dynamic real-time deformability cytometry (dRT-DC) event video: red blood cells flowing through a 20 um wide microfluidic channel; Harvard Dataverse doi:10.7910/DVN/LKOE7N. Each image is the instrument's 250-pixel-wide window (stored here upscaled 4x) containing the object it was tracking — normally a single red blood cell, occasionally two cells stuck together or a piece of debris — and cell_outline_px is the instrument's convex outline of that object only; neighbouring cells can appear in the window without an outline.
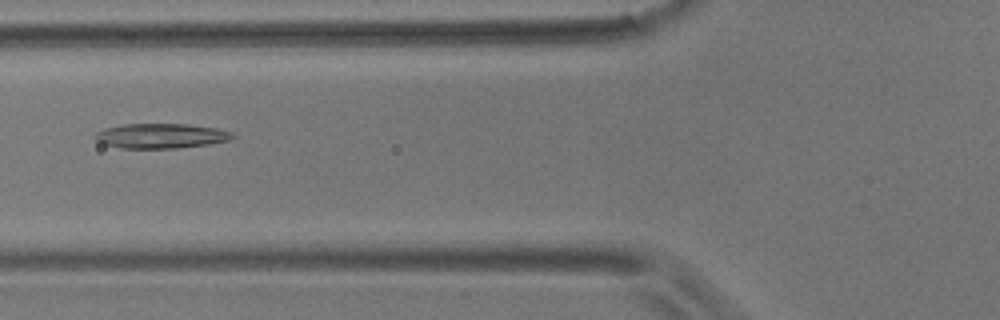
{"species": "common noctule bat (a hibernating species)", "species_latin": "Nyctalus noctula", "temperature_condition": "room temperature", "stored_images_in_passage": 56, "camera_frame_rate_fps": 3000, "um_per_image_px": 0.085, "animal": {"sex": "male", "body_mass_g": 17.9}, "frame": {"image": 1, "passage_image": 21, "time_ms": 6.667, "image_size_px": [1000, 320], "cell_outline_px": [[236, 136], [232, 140], [208, 144], [176, 148], [120, 148], [104, 144], [96, 140], [96, 132], [104, 128], [120, 124], [188, 124], [216, 128], [232, 132]], "centroid_in_image_um": [13.7, 11.54], "position_along_channel_um": 112.1, "area_um2": 19.94}}
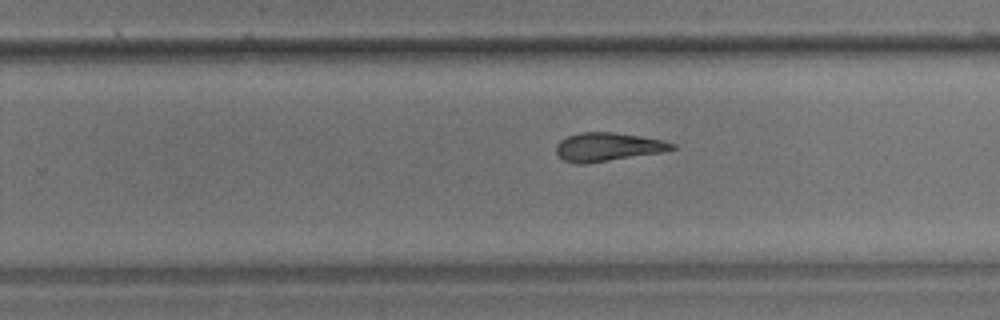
{"frame": {"image": 2, "passage_image": 35, "time_ms": 11.333, "image_size_px": [1000, 320], "cell_outline_px": [[676, 148], [660, 152], [584, 164], [576, 164], [564, 160], [556, 152], [556, 144], [560, 140], [568, 136], [580, 132], [612, 132], [640, 136], [660, 140], [676, 144]], "centroid_in_image_um": [51.61, 12.48], "position_along_channel_um": 278.2, "area_um2": 18.96}}
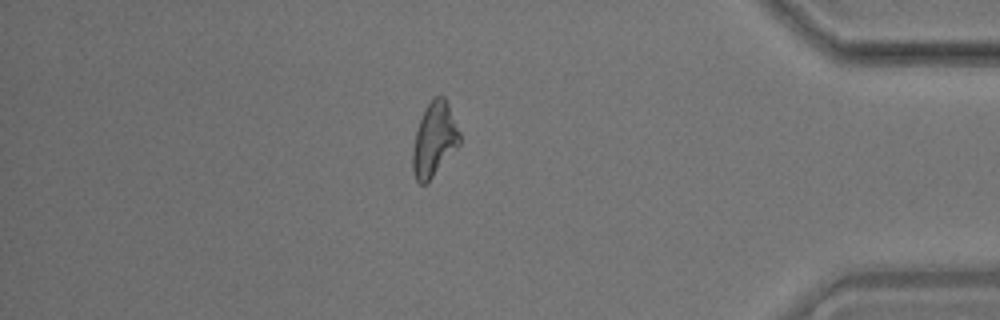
{"frame": {"image": 3, "passage_image": 48, "time_ms": 15.667, "image_size_px": [1000, 320], "cell_outline_px": [[460, 144], [432, 176], [424, 184], [420, 184], [416, 180], [412, 172], [412, 152], [416, 132], [420, 120], [428, 104], [436, 96], [444, 96], [448, 104], [460, 132]], "centroid_in_image_um": [36.91, 11.86], "position_along_channel_um": 398.3, "area_um2": 19.77}, "authors_computed_cell_mechanics": {"area_um2": 20.1433, "velocity_mm_per_s": 3.5585, "shape_relaxation_time_tau1_ms": null, "shape_relaxation_time_tau2_ms": 4.7183, "deformation_change_tau1": null, "deformation_change_tau2": 0.1647}}